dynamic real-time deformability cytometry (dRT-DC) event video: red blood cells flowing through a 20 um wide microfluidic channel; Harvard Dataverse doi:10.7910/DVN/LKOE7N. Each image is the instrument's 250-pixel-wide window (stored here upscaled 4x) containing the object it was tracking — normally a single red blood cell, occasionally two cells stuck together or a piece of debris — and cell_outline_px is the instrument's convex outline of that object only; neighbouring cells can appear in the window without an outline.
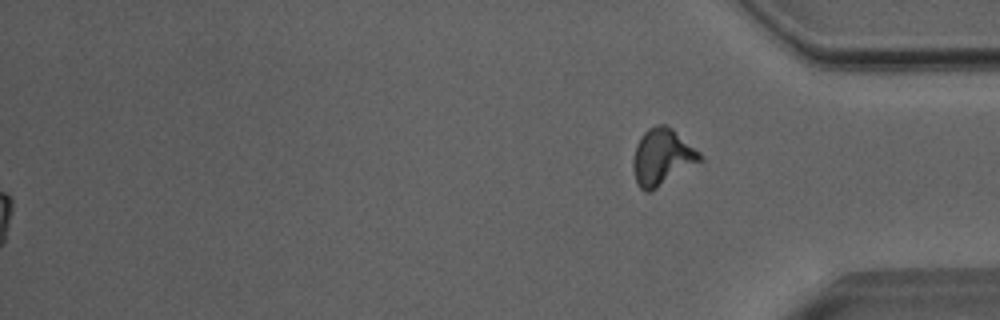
{"species": "Egyptian fruit bat (a non-hibernating species)", "species_latin": "Rousettus aegyptiacus", "temperature_condition": "room temperature", "stored_images_in_passage": 52, "segment_of_instrument_passage": [2, 2], "camera_frame_rate_fps": 3000, "um_per_image_px": 0.085, "animal": {"sex": "male"}, "frame": {"image": 1, "passage_image": 52, "time_ms": 17.0, "image_size_px": [1000, 320], "cell_outline_px": [[704, 160], [656, 188], [648, 192], [644, 192], [636, 184], [632, 164], [632, 160], [636, 144], [640, 136], [648, 128], [656, 124], [664, 124], [672, 128], [700, 152]], "centroid_in_image_um": [56.27, 13.34], "position_along_channel_um": 378.9, "area_um2": 22.14}}